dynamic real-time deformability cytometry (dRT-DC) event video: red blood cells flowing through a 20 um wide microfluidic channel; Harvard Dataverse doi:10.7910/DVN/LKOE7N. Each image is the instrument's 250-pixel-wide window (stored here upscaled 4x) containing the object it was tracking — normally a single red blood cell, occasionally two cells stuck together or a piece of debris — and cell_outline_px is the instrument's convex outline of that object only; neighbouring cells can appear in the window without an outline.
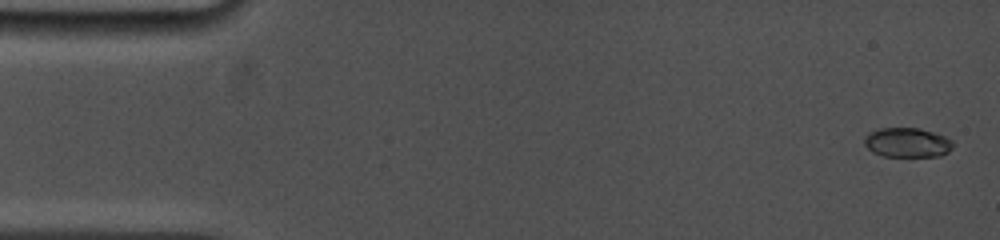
{"species": "common noctule bat (a hibernating species)", "species_latin": "Nyctalus noctula", "temperature_condition": "cold", "stored_images_in_passage": 9, "camera_frame_rate_fps": 5000, "um_per_image_px": 0.085, "animal": {"sex": "female", "body_mass_g": 19.0, "forearm_length_mm": 53.3}, "frame": {"image": 1, "passage_image": 1, "time_ms": 0.0, "image_size_px": [1000, 240], "cell_outline_px": [[952, 148], [948, 152], [940, 156], [884, 156], [872, 152], [864, 144], [864, 136], [868, 132], [880, 128], [920, 128], [944, 136], [952, 140]], "centroid_in_image_um": [77.09, 12.11], "position_along_channel_um": 7.9, "area_um2": 15.26}}
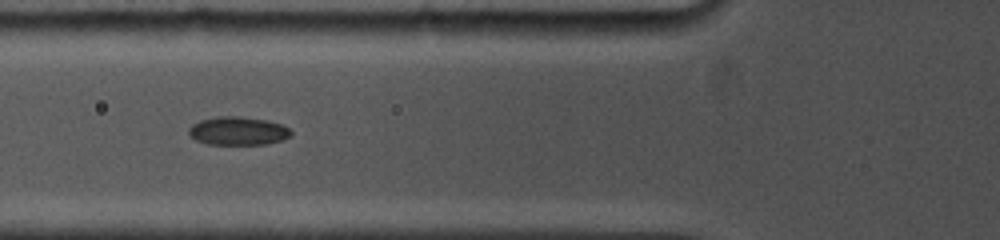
{"frame": {"image": 2, "passage_image": 8, "time_ms": 5.8, "image_size_px": [1000, 240], "cell_outline_px": [[292, 136], [280, 140], [264, 144], [208, 144], [196, 140], [188, 136], [188, 128], [192, 124], [200, 120], [216, 116], [236, 116], [268, 120], [280, 124], [288, 128], [292, 132]], "centroid_in_image_um": [20.19, 11.12], "position_along_channel_um": 105.6, "area_um2": 16.94}}
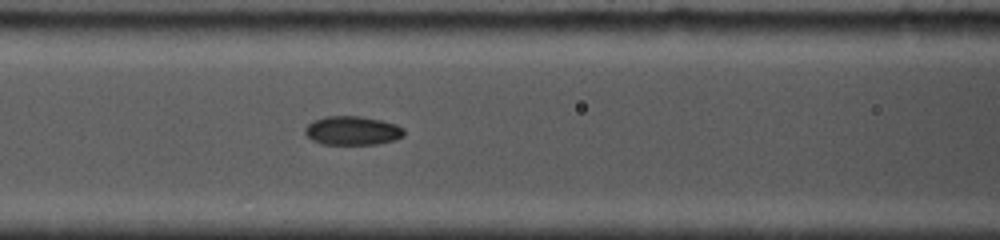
{"frame": {"image": 3, "passage_image": 9, "time_ms": 6.6, "image_size_px": [1000, 240], "cell_outline_px": [[404, 136], [396, 140], [376, 144], [320, 144], [312, 140], [304, 132], [304, 128], [312, 120], [324, 116], [360, 116], [380, 120], [396, 124], [404, 128]], "centroid_in_image_um": [29.95, 11.1], "position_along_channel_um": 136.7, "area_um2": 16.82}}